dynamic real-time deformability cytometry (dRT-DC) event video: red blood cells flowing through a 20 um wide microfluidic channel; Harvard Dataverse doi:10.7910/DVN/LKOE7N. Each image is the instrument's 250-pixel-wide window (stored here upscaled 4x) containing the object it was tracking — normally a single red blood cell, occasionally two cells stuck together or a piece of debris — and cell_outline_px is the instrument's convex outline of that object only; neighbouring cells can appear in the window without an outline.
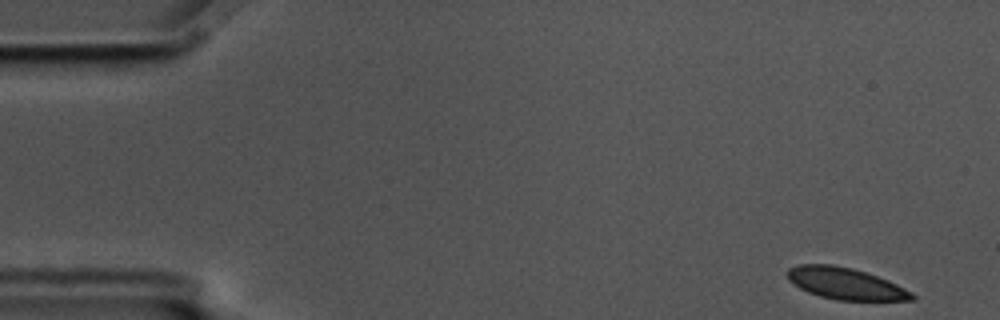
{"species": "common noctule bat (a hibernating species)", "species_latin": "Nyctalus noctula", "temperature_condition": "cold", "stored_images_in_passage": 54, "camera_frame_rate_fps": 3000, "um_per_image_px": 0.085, "animal": {"sex": "male", "body_mass_g": 17.5, "forearm_length_mm": 52.3}, "frame": {"image": 1, "passage_image": 1, "time_ms": 0.0, "image_size_px": [1000, 320], "cell_outline_px": [[916, 300], [836, 300], [820, 296], [808, 292], [800, 288], [788, 280], [788, 268], [800, 264], [832, 264], [852, 268], [888, 280], [912, 292], [916, 296]], "centroid_in_image_um": [71.86, 24.1], "position_along_channel_um": 13.1, "area_um2": 22.83}}
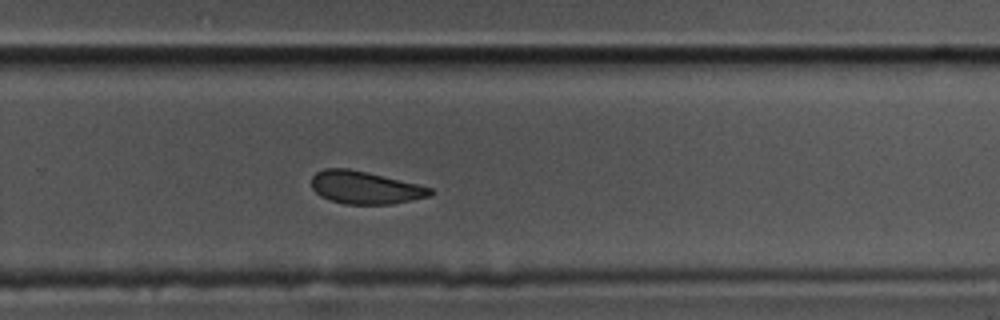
{"frame": {"image": 2, "passage_image": 35, "time_ms": 11.333, "image_size_px": [1000, 320], "cell_outline_px": [[436, 192], [428, 196], [392, 204], [344, 204], [328, 200], [320, 196], [312, 188], [312, 176], [316, 172], [324, 168], [348, 168], [368, 172], [432, 188]], "centroid_in_image_um": [31.0, 15.94], "position_along_channel_um": 298.8, "area_um2": 22.6}}
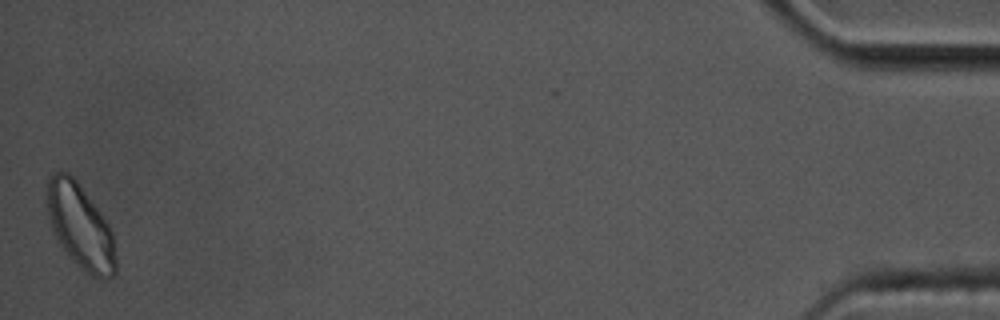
{"frame": {"image": 3, "passage_image": 54, "time_ms": 17.667, "image_size_px": [1000, 320], "cell_outline_px": [[116, 272], [112, 276], [92, 276], [84, 272], [72, 260], [56, 236], [52, 228], [48, 216], [44, 192], [48, 176], [56, 172], [68, 172], [76, 180], [100, 212], [108, 224], [112, 232], [116, 256]], "centroid_in_image_um": [6.79, 19.19], "position_along_channel_um": 428.4, "area_um2": 33.7}, "authors_computed_cell_mechanics": {"area_um2": 24.3338, "velocity_mm_per_s": 3.5367, "shape_relaxation_time_tau1_ms": 7.1579, "shape_relaxation_time_tau2_ms": 5.4559, "deformation_change_tau1": 0.0858, "deformation_change_tau2": 0.0921}}